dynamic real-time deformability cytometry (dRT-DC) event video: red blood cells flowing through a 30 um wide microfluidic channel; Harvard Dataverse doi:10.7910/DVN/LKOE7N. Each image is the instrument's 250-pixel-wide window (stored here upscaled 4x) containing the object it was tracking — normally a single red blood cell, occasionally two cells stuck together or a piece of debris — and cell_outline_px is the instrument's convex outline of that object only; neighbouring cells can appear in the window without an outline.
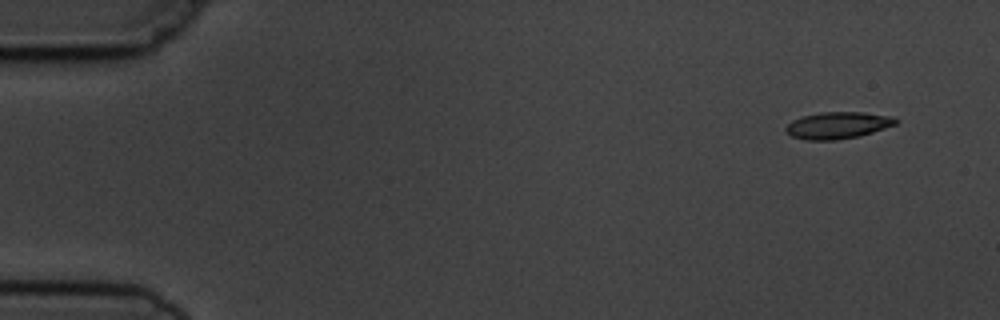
{"species": "common noctule bat (a hibernating species)", "species_latin": "Nyctalus noctula", "temperature_condition": "cold", "stored_images_in_passage": 6, "camera_frame_rate_fps": 3000, "um_per_image_px": 0.085, "animal": {"sex": "male", "body_mass_g": 19.5, "forearm_length_mm": 54.6}, "frame": {"image": 1, "passage_image": 1, "time_ms": 0.0, "image_size_px": [1000, 320], "cell_outline_px": [[900, 120], [896, 124], [860, 136], [836, 140], [804, 140], [792, 136], [784, 128], [792, 120], [800, 116], [820, 112], [864, 112], [892, 116]], "centroid_in_image_um": [71.21, 10.64], "position_along_channel_um": 13.8, "area_um2": 17.28}}
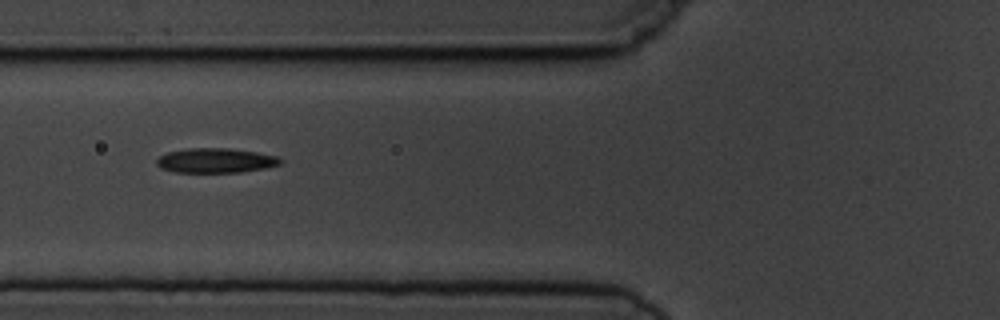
{"frame": {"image": 2, "passage_image": 6, "time_ms": 5.667, "image_size_px": [1000, 320], "cell_outline_px": [[284, 160], [280, 164], [264, 168], [240, 172], [176, 172], [160, 168], [156, 164], [156, 160], [160, 156], [168, 152], [188, 148], [228, 148], [256, 152], [276, 156]], "centroid_in_image_um": [18.32, 13.64], "position_along_channel_um": 107.5, "area_um2": 17.69}}